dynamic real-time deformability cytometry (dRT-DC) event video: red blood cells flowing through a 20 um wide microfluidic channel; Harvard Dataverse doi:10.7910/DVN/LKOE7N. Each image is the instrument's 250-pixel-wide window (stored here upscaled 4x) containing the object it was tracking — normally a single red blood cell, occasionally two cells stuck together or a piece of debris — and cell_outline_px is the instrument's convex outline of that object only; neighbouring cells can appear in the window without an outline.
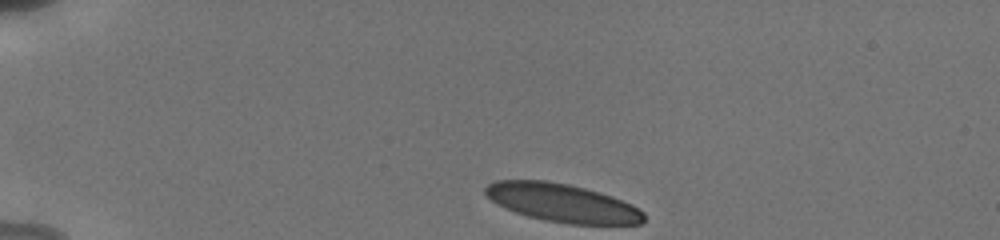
{"species": "human", "species_latin": "Homo sapiens", "temperature_condition": "cold", "stored_images_in_passage": 11, "camera_frame_rate_fps": 3000, "um_per_image_px": 0.085, "donor": {"sex": "male"}, "frame": {"image": 1, "passage_image": 1, "time_ms": 0.0, "image_size_px": [1000, 240], "cell_outline_px": [[644, 220], [640, 224], [568, 224], [544, 220], [528, 216], [504, 208], [492, 200], [484, 192], [484, 188], [488, 184], [496, 180], [544, 180], [568, 184], [584, 188], [612, 196], [632, 204], [644, 212]], "centroid_in_image_um": [47.79, 17.24], "position_along_channel_um": 37.2, "area_um2": 35.26}}